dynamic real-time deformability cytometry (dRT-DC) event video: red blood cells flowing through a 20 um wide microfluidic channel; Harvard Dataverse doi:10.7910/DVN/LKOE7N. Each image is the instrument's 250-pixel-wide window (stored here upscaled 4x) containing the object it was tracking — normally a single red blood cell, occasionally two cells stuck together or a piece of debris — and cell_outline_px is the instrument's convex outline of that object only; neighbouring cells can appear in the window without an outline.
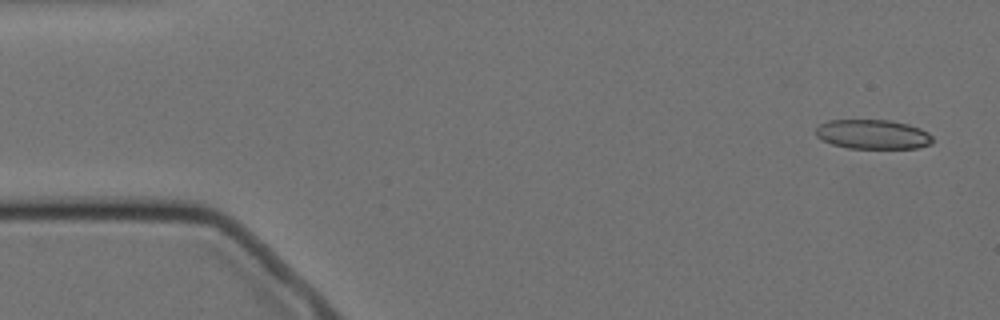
{"species": "Egyptian fruit bat (a non-hibernating species)", "species_latin": "Rousettus aegyptiacus", "temperature_condition": "cold", "stored_images_in_passage": 8, "camera_frame_rate_fps": 3000, "um_per_image_px": 0.085, "animal": {"sex": "female"}, "frame": {"image": 1, "passage_image": 1, "time_ms": 0.0, "image_size_px": [1000, 320], "cell_outline_px": [[932, 144], [920, 148], [848, 148], [832, 144], [816, 136], [816, 128], [820, 124], [828, 120], [892, 120], [908, 124], [920, 128], [928, 132], [932, 136]], "centroid_in_image_um": [74.22, 11.41], "position_along_channel_um": 10.8, "area_um2": 20.11}}
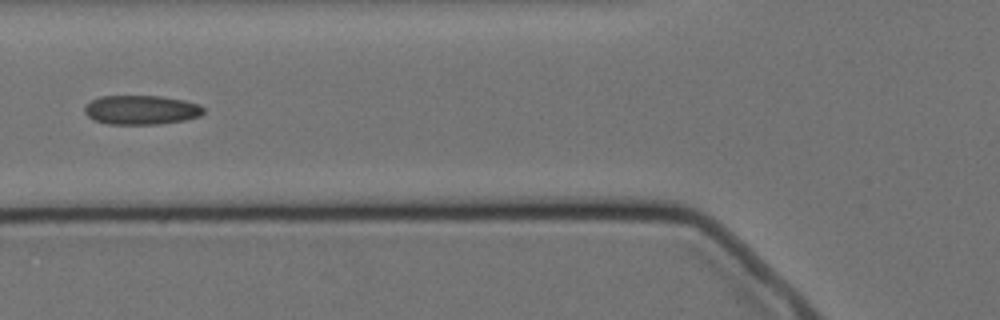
{"frame": {"image": 2, "passage_image": 6, "time_ms": 6.0, "image_size_px": [1000, 320], "cell_outline_px": [[204, 112], [200, 116], [184, 120], [156, 124], [108, 124], [96, 120], [88, 116], [84, 112], [84, 108], [92, 100], [100, 96], [160, 96], [184, 100], [200, 104], [204, 108]], "centroid_in_image_um": [12.03, 9.34], "position_along_channel_um": 113.8, "area_um2": 20.17}}
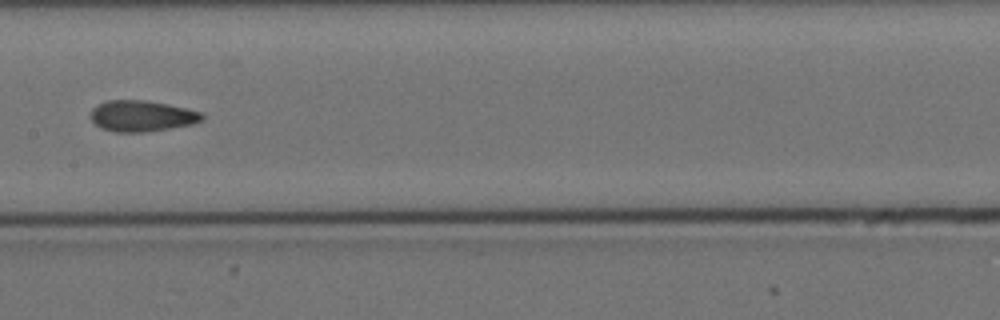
{"frame": {"image": 3, "passage_image": 8, "time_ms": 8.333, "image_size_px": [1000, 320], "cell_outline_px": [[204, 120], [192, 124], [144, 132], [116, 132], [100, 128], [92, 120], [92, 108], [96, 104], [108, 100], [148, 100], [188, 108], [204, 112]], "centroid_in_image_um": [12.09, 9.84], "position_along_channel_um": 195.3, "area_um2": 20.29}}